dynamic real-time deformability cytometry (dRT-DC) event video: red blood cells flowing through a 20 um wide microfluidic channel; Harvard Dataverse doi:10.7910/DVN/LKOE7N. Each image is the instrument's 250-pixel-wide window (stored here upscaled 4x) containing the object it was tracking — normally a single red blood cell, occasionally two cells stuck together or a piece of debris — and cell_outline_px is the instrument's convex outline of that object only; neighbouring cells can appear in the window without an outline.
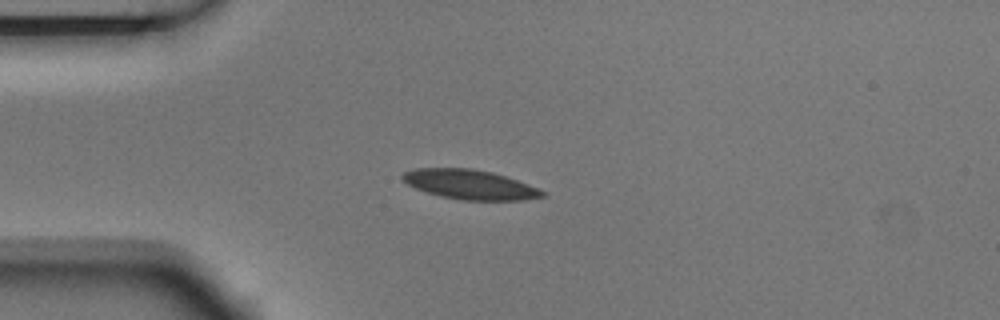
{"species": "Egyptian fruit bat (a non-hibernating species)", "species_latin": "Rousettus aegyptiacus", "temperature_condition": "room temperature", "stored_images_in_passage": 5, "camera_frame_rate_fps": 3000, "um_per_image_px": 0.085, "animal": {"sex": "male"}, "frame": {"image": 1, "passage_image": 3, "time_ms": 0.667, "image_size_px": [1000, 320], "cell_outline_px": [[548, 196], [524, 200], [464, 200], [440, 196], [416, 188], [408, 184], [400, 176], [404, 172], [412, 168], [472, 168], [492, 172], [528, 184], [548, 192]], "centroid_in_image_um": [39.98, 15.68], "position_along_channel_um": 45.0, "area_um2": 24.1}}
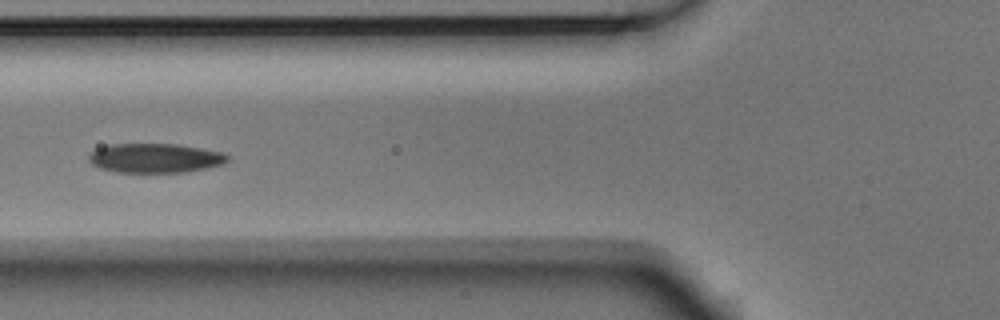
{"frame": {"image": 2, "passage_image": 5, "time_ms": 1.333, "image_size_px": [1000, 320], "cell_outline_px": [[228, 160], [224, 164], [188, 172], [116, 172], [100, 168], [92, 164], [88, 160], [88, 156], [96, 148], [112, 144], [176, 144], [224, 152], [228, 156]], "centroid_in_image_um": [13.19, 13.44], "position_along_channel_um": 112.6, "area_um2": 23.76}}